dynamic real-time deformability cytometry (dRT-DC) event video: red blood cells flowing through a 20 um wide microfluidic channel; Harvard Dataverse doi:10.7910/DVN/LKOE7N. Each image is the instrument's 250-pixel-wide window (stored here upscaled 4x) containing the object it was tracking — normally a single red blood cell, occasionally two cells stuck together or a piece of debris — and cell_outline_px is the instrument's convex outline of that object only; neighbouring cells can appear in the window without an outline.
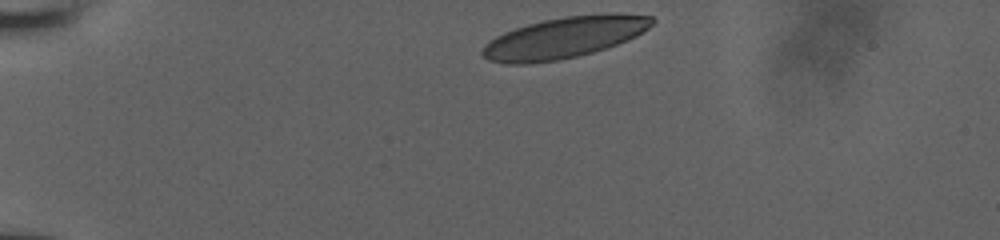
{"species": "human", "species_latin": "Homo sapiens", "temperature_condition": "room temperature", "stored_images_in_passage": 7, "camera_frame_rate_fps": 3000, "um_per_image_px": 0.085, "donor": {"sex": "male"}, "frame": {"image": 1, "passage_image": 1, "time_ms": 0.0, "image_size_px": [1000, 240], "cell_outline_px": [[656, 20], [648, 28], [636, 36], [616, 44], [592, 52], [576, 56], [556, 60], [524, 64], [504, 64], [488, 60], [480, 52], [484, 44], [496, 36], [504, 32], [528, 24], [544, 20], [564, 16], [608, 12], [620, 12], [652, 16]], "centroid_in_image_um": [47.97, 3.17], "position_along_channel_um": 37.0, "area_um2": 40.81}}
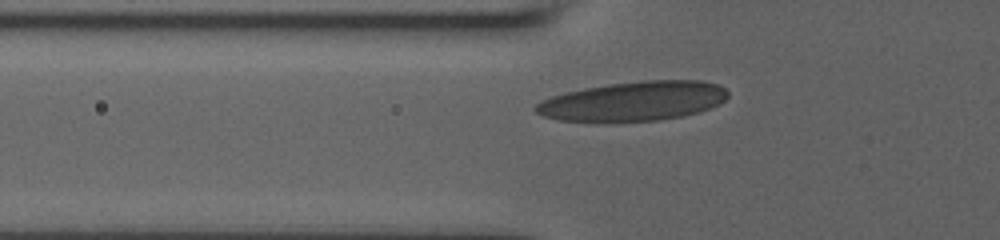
{"frame": {"image": 2, "passage_image": 6, "time_ms": 2.667, "image_size_px": [1000, 240], "cell_outline_px": [[728, 96], [720, 104], [700, 112], [684, 116], [656, 120], [608, 124], [596, 124], [560, 120], [544, 116], [536, 112], [532, 108], [536, 104], [552, 96], [584, 88], [608, 84], [644, 80], [704, 80], [716, 84], [724, 88], [728, 92]], "centroid_in_image_um": [53.83, 8.63], "position_along_channel_um": 72.0, "area_um2": 45.14}}